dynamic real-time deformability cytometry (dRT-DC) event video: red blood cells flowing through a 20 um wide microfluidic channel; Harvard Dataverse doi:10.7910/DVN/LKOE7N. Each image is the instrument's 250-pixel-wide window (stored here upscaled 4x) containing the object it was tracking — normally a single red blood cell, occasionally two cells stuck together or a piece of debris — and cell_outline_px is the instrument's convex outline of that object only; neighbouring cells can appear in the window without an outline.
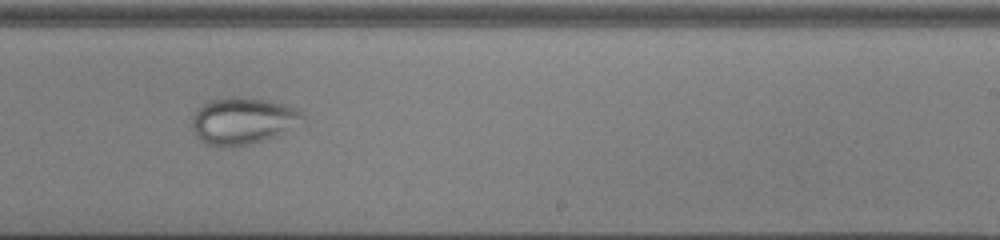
{"species": "common noctule bat (a hibernating species)", "species_latin": "Nyctalus noctula", "temperature_condition": "cold", "stored_images_in_passage": 46, "camera_frame_rate_fps": 3000, "um_per_image_px": 0.085, "animal": {"sex": "male", "body_mass_g": 13.0, "forearm_length_mm": 53.1}, "frame": {"image": 1, "passage_image": 27, "time_ms": 8.667, "image_size_px": [1000, 240], "cell_outline_px": [[304, 120], [280, 136], [252, 144], [216, 148], [204, 144], [196, 136], [192, 128], [192, 116], [196, 108], [208, 100], [224, 96], [240, 96], [268, 100], [284, 104], [296, 108], [304, 112]], "centroid_in_image_um": [20.62, 10.27], "position_along_channel_um": 268.4, "area_um2": 31.21}}